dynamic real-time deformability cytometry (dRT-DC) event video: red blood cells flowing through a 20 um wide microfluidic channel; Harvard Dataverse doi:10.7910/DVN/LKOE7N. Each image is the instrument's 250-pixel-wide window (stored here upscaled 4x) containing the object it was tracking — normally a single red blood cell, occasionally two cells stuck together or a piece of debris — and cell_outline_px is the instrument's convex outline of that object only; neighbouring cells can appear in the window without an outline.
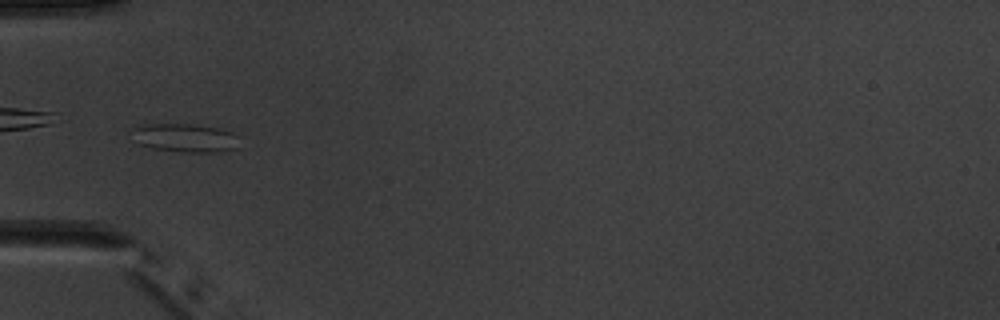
{"species": "common noctule bat (a hibernating species)", "species_latin": "Nyctalus noctula", "temperature_condition": "warm", "stored_images_in_passage": 8, "camera_frame_rate_fps": 3000, "um_per_image_px": 0.085, "animal": {"sex": "male", "body_mass_g": 20.1, "forearm_length_mm": 53.5}, "frame": {"image": 1, "passage_image": 6, "time_ms": 6.0, "image_size_px": [1000, 320], "cell_outline_px": [[240, 148], [220, 152], [184, 152], [152, 148], [140, 144], [136, 128], [148, 124], [192, 124], [220, 128], [232, 132], [236, 136]], "centroid_in_image_um": [15.9, 11.73], "position_along_channel_um": 69.1, "area_um2": 17.4}}
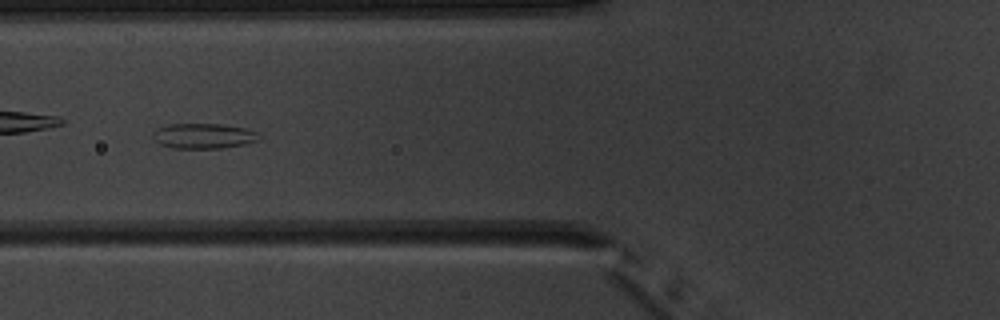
{"frame": {"image": 2, "passage_image": 7, "time_ms": 7.0, "image_size_px": [1000, 320], "cell_outline_px": [[260, 140], [244, 144], [220, 148], [172, 148], [160, 144], [152, 136], [152, 132], [156, 128], [172, 124], [220, 124], [248, 128], [260, 132]], "centroid_in_image_um": [17.34, 11.55], "position_along_channel_um": 108.5, "area_um2": 15.72}}
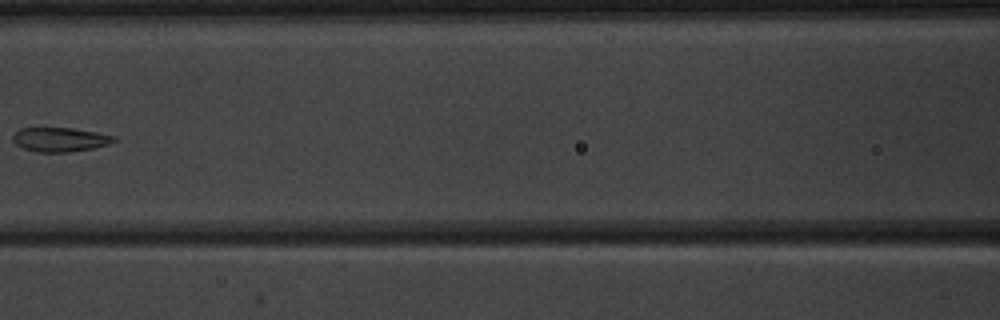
{"frame": {"image": 3, "passage_image": 8, "time_ms": 8.333, "image_size_px": [1000, 320], "cell_outline_px": [[116, 140], [108, 144], [92, 148], [68, 152], [36, 152], [24, 148], [16, 144], [12, 140], [12, 136], [20, 128], [72, 128], [96, 132], [116, 136]], "centroid_in_image_um": [5.09, 11.86], "position_along_channel_um": 161.5, "area_um2": 14.16}}